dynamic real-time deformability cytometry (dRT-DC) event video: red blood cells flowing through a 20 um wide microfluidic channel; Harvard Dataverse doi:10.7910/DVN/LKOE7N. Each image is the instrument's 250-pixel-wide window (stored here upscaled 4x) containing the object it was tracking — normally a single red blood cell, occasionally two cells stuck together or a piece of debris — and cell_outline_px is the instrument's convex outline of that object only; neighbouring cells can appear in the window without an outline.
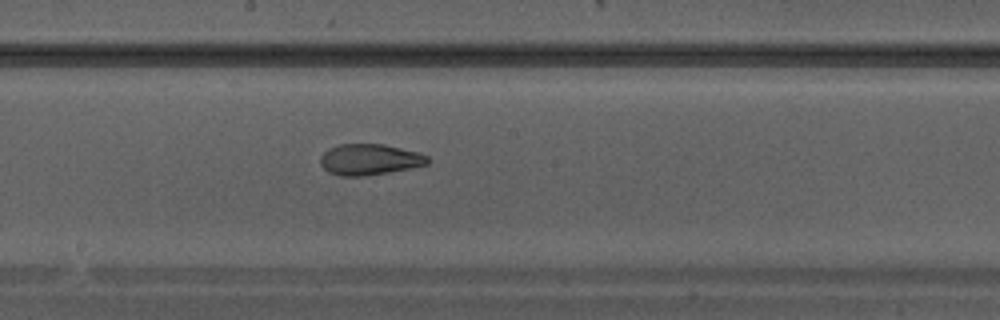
{"species": "Egyptian fruit bat (a non-hibernating species)", "species_latin": "Rousettus aegyptiacus", "temperature_condition": "warm", "stored_images_in_passage": 34, "camera_frame_rate_fps": 3000, "um_per_image_px": 0.085, "animal": {"sex": "male"}, "frame": {"image": 1, "passage_image": 20, "time_ms": 6.333, "image_size_px": [1000, 320], "cell_outline_px": [[428, 164], [412, 168], [364, 176], [340, 176], [328, 172], [320, 164], [320, 156], [328, 148], [340, 144], [384, 144], [420, 152], [428, 156]], "centroid_in_image_um": [31.41, 13.55], "position_along_channel_um": 216.8, "area_um2": 19.54}}